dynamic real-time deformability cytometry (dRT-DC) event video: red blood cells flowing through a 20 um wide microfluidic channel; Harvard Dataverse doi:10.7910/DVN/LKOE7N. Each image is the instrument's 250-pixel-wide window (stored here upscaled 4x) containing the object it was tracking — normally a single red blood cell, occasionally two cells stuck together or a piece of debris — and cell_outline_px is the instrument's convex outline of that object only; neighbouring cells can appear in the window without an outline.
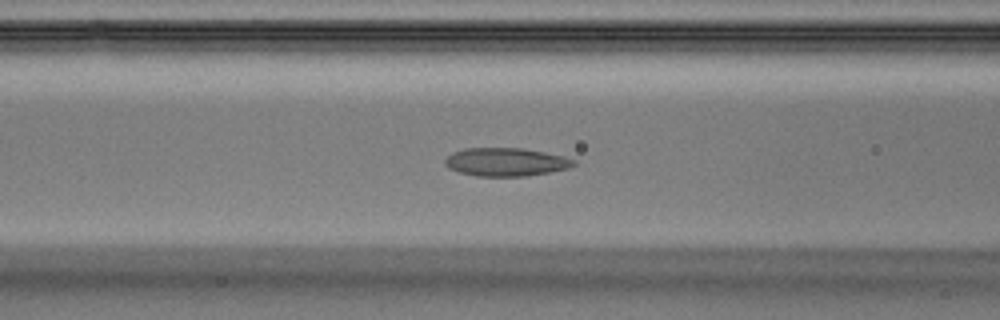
{"species": "Egyptian fruit bat (a non-hibernating species)", "species_latin": "Rousettus aegyptiacus", "temperature_condition": "warm", "stored_images_in_passage": 29, "camera_frame_rate_fps": 3000, "um_per_image_px": 0.085, "animal": {"sex": "male"}, "frame": {"image": 1, "passage_image": 10, "time_ms": 3.0, "image_size_px": [1000, 320], "cell_outline_px": [[576, 164], [568, 168], [548, 172], [524, 176], [476, 176], [460, 172], [448, 168], [444, 164], [444, 160], [452, 152], [464, 148], [520, 148], [544, 152], [564, 156], [576, 160]], "centroid_in_image_um": [42.98, 13.76], "position_along_channel_um": 123.6, "area_um2": 21.15}}
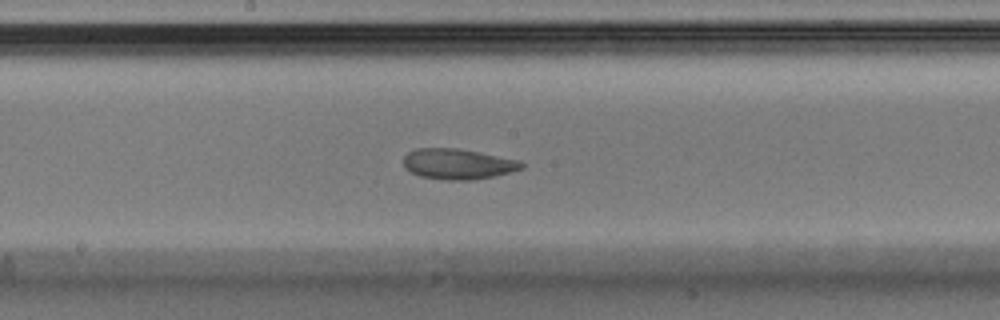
{"frame": {"image": 2, "passage_image": 15, "time_ms": 4.667, "image_size_px": [1000, 320], "cell_outline_px": [[524, 168], [492, 176], [472, 180], [444, 180], [420, 176], [404, 168], [404, 156], [408, 152], [416, 148], [456, 148], [480, 152], [520, 160], [524, 164]], "centroid_in_image_um": [38.91, 13.93], "position_along_channel_um": 209.3, "area_um2": 20.98}}
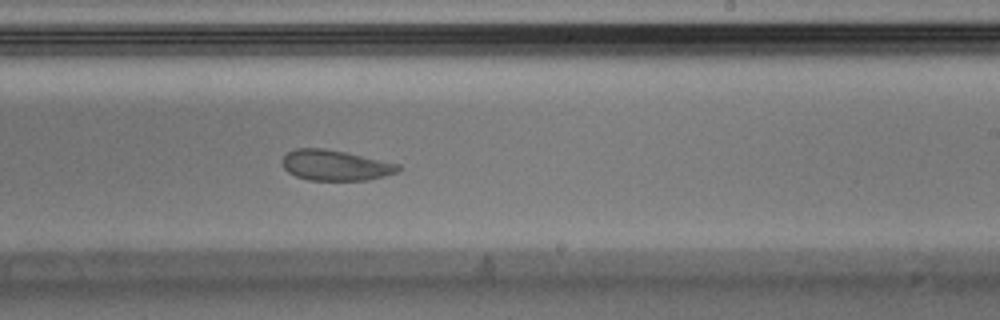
{"frame": {"image": 3, "passage_image": 18, "time_ms": 5.667, "image_size_px": [1000, 320], "cell_outline_px": [[400, 168], [396, 172], [384, 176], [368, 180], [308, 180], [296, 176], [288, 172], [284, 168], [280, 160], [288, 152], [296, 148], [324, 148], [344, 152], [400, 164]], "centroid_in_image_um": [28.46, 14.05], "position_along_channel_um": 260.5, "area_um2": 20.52}}